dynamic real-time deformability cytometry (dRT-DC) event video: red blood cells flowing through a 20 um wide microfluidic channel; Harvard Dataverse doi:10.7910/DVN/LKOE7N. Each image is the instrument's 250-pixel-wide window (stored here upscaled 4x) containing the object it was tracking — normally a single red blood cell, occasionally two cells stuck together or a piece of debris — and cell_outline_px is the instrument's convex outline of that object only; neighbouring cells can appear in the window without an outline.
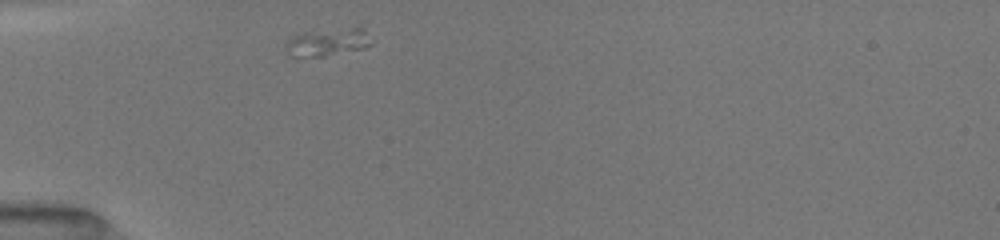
{"species": "common noctule bat (a hibernating species)", "species_latin": "Nyctalus noctula", "temperature_condition": "room temperature", "stored_images_in_passage": 37, "camera_frame_rate_fps": 3000, "um_per_image_px": 0.085, "animal": {"sex": "female", "body_mass_g": 19.5, "forearm_length_mm": 54.1}, "frame": {"image": 1, "passage_image": 1, "time_ms": 0.0, "image_size_px": [1000, 240], "cell_outline_px": [[376, 40], [372, 44], [364, 48], [324, 56], [292, 56], [288, 52], [288, 40], [292, 36], [304, 32], [360, 24]], "centroid_in_image_um": [28.04, 3.51], "position_along_channel_um": 57.0, "area_um2": 14.33}}